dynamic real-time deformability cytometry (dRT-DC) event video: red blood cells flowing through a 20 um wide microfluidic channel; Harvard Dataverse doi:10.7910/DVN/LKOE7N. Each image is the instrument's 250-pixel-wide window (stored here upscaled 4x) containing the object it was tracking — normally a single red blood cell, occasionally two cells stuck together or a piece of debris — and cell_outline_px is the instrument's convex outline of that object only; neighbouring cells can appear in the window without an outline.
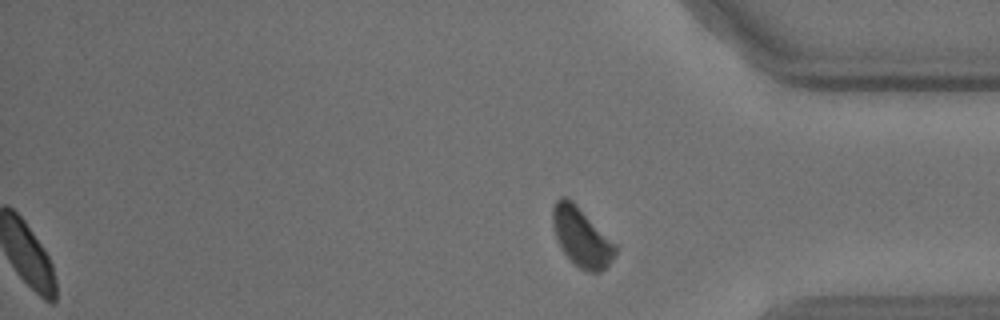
{"species": "common noctule bat (a hibernating species)", "species_latin": "Nyctalus noctula", "temperature_condition": "cold", "stored_images_in_passage": 46, "segment_of_instrument_passage": [2, 2], "camera_frame_rate_fps": 3000, "um_per_image_px": 0.085, "animal": {"sex": "male", "body_mass_g": 18.8}, "frame": {"image": 1, "passage_image": 46, "time_ms": 15.0, "image_size_px": [1000, 320], "cell_outline_px": [[616, 252], [612, 260], [600, 272], [588, 272], [580, 268], [564, 252], [556, 236], [552, 224], [552, 208], [556, 200], [560, 196], [568, 196], [616, 244]], "centroid_in_image_um": [49.42, 20.11], "position_along_channel_um": 385.8, "area_um2": 21.21}}